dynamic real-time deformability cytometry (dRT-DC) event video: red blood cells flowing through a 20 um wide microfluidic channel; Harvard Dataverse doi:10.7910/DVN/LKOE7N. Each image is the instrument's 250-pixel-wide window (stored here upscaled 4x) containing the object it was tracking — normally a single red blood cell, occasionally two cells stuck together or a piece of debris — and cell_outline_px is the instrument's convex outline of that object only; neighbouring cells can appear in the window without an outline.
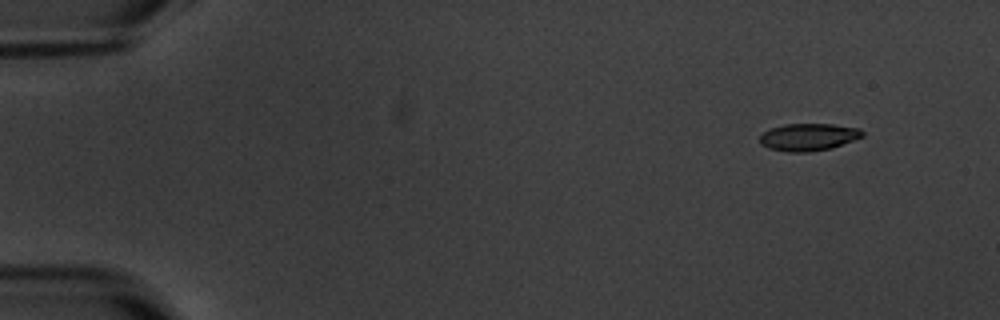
{"species": "common noctule bat (a hibernating species)", "species_latin": "Nyctalus noctula", "temperature_condition": "warm", "stored_images_in_passage": 10, "camera_frame_rate_fps": 3000, "um_per_image_px": 0.085, "animal": {"sex": "male", "body_mass_g": 20.1, "forearm_length_mm": 53.5}, "frame": {"image": 1, "passage_image": 2, "time_ms": 1.0, "image_size_px": [1000, 320], "cell_outline_px": [[864, 136], [832, 148], [808, 152], [788, 152], [768, 148], [760, 144], [760, 136], [764, 132], [772, 128], [784, 124], [832, 124], [860, 128], [864, 132]], "centroid_in_image_um": [68.73, 11.65], "position_along_channel_um": 16.3, "area_um2": 16.36}}
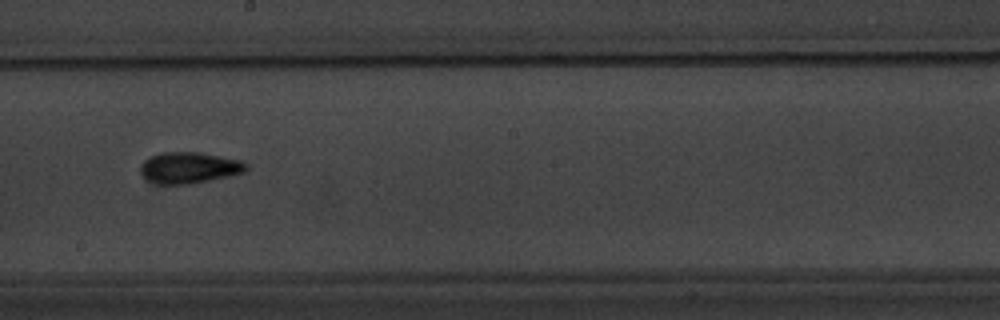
{"frame": {"image": 2, "passage_image": 9, "time_ms": 10.333, "image_size_px": [1000, 320], "cell_outline_px": [[248, 168], [244, 172], [228, 176], [188, 184], [160, 184], [148, 180], [140, 172], [140, 168], [144, 160], [160, 152], [200, 152], [240, 160], [248, 164]], "centroid_in_image_um": [16.08, 14.24], "position_along_channel_um": 232.1, "area_um2": 19.07}}
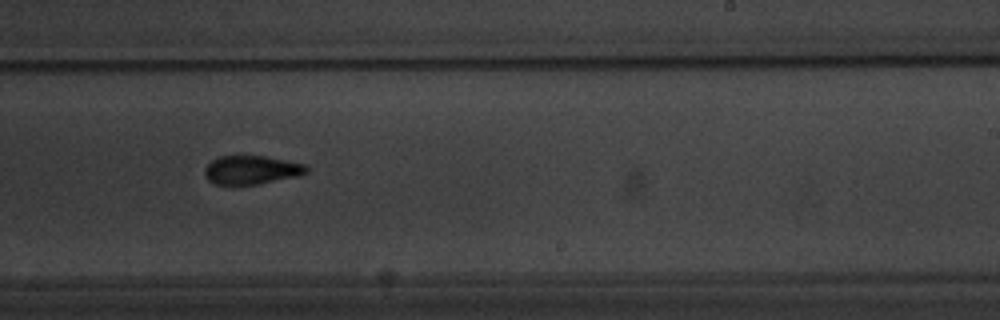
{"frame": {"image": 3, "passage_image": 10, "time_ms": 11.333, "image_size_px": [1000, 320], "cell_outline_px": [[308, 172], [296, 176], [256, 184], [216, 184], [208, 180], [204, 176], [204, 168], [212, 160], [220, 156], [264, 156], [304, 164], [308, 168]], "centroid_in_image_um": [21.33, 14.44], "position_along_channel_um": 267.7, "area_um2": 16.7}}